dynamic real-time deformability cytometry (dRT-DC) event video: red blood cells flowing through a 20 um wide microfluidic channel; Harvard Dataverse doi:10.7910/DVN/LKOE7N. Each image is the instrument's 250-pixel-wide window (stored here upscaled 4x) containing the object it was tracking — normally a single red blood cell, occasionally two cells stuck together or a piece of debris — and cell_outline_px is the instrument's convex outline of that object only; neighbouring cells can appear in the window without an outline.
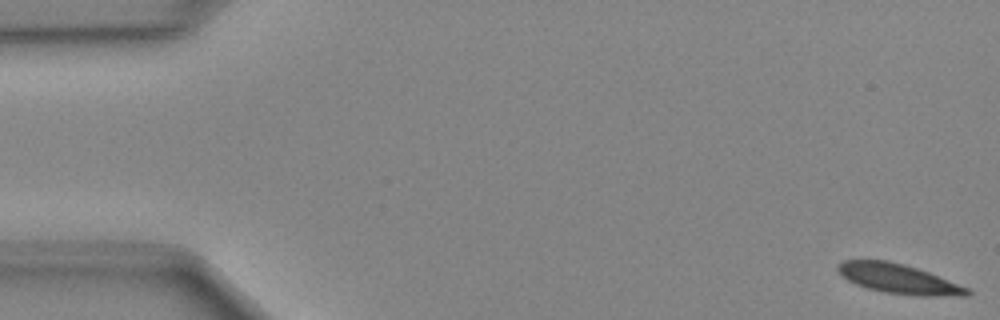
{"species": "Egyptian fruit bat (a non-hibernating species)", "species_latin": "Rousettus aegyptiacus", "temperature_condition": "cold", "stored_images_in_passage": 49, "camera_frame_rate_fps": 3000, "um_per_image_px": 0.085, "animal": {"sex": "female"}, "frame": {"image": 1, "passage_image": 1, "time_ms": 0.0, "image_size_px": [1000, 320], "cell_outline_px": [[972, 292], [968, 296], [916, 296], [884, 292], [868, 288], [856, 284], [848, 280], [836, 268], [836, 264], [844, 260], [888, 260], [904, 264], [928, 272], [968, 288]], "centroid_in_image_um": [76.38, 23.7], "position_along_channel_um": 8.6, "area_um2": 22.2}}
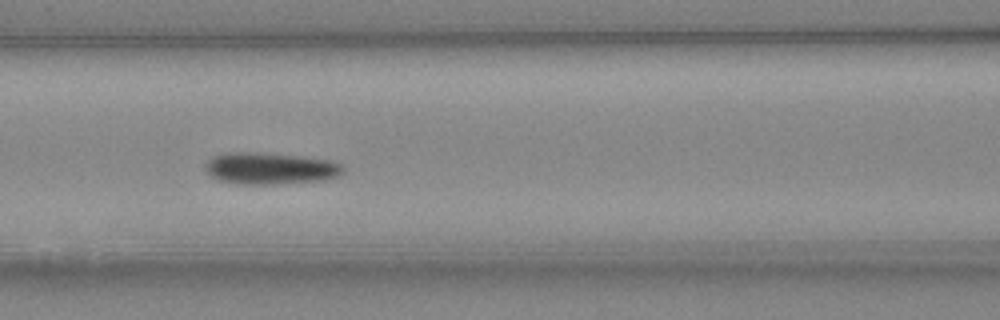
{"frame": {"image": 2, "passage_image": 21, "time_ms": 6.667, "image_size_px": [1000, 320], "cell_outline_px": [[344, 172], [340, 176], [324, 180], [276, 184], [236, 184], [216, 180], [204, 168], [204, 164], [212, 156], [228, 152], [256, 152], [300, 156], [332, 160], [344, 164]], "centroid_in_image_um": [22.99, 14.31], "position_along_channel_um": 143.6, "area_um2": 25.95}}
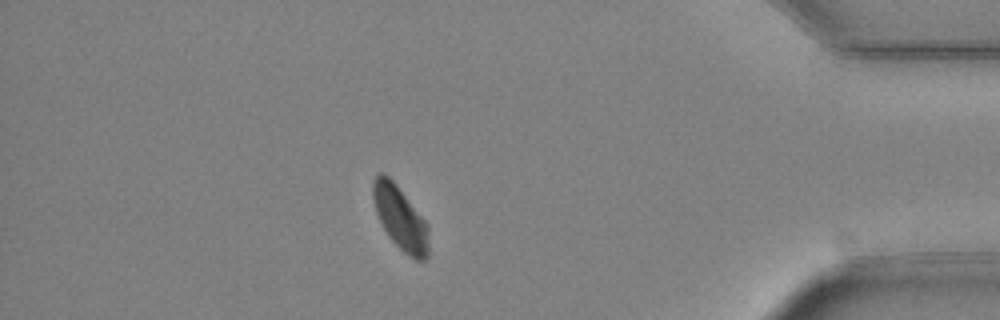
{"frame": {"image": 3, "passage_image": 43, "time_ms": 14.0, "image_size_px": [1000, 320], "cell_outline_px": [[428, 256], [424, 260], [416, 260], [404, 252], [388, 236], [376, 212], [372, 196], [372, 180], [380, 172], [388, 176], [396, 184], [428, 224]], "centroid_in_image_um": [34.01, 18.52], "position_along_channel_um": 401.2, "area_um2": 20.4}}